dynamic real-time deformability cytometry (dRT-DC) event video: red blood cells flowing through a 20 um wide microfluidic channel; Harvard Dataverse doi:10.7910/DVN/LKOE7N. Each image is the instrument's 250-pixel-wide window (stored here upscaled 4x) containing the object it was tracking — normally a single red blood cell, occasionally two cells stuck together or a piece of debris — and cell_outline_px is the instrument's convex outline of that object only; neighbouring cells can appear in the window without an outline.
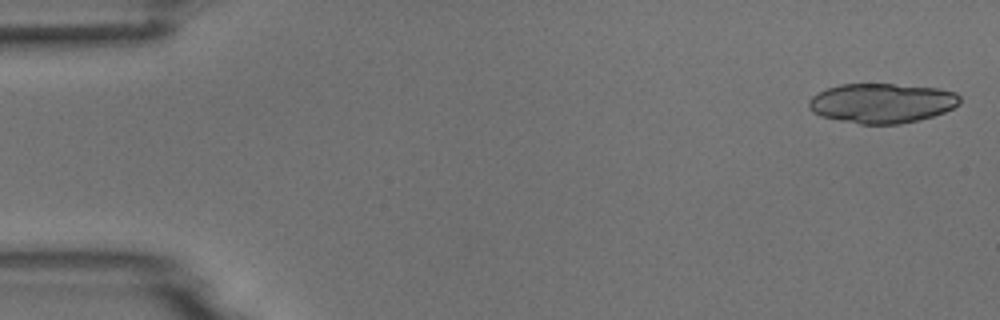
{"species": "common noctule bat (a hibernating species)", "species_latin": "Nyctalus noctula", "temperature_condition": "room temperature", "stored_images_in_passage": 6, "camera_frame_rate_fps": 3000, "um_per_image_px": 0.085, "animal": {"sex": "male", "body_mass_g": 18.8}, "frame": {"image": 1, "passage_image": 1, "time_ms": 0.0, "image_size_px": [1000, 320], "cell_outline_px": [[960, 104], [944, 112], [932, 116], [900, 124], [860, 124], [820, 116], [812, 112], [808, 108], [808, 100], [812, 96], [828, 88], [840, 84], [892, 84], [936, 88], [956, 92], [960, 96]], "centroid_in_image_um": [74.94, 8.76], "position_along_channel_um": 10.1, "area_um2": 34.85}}
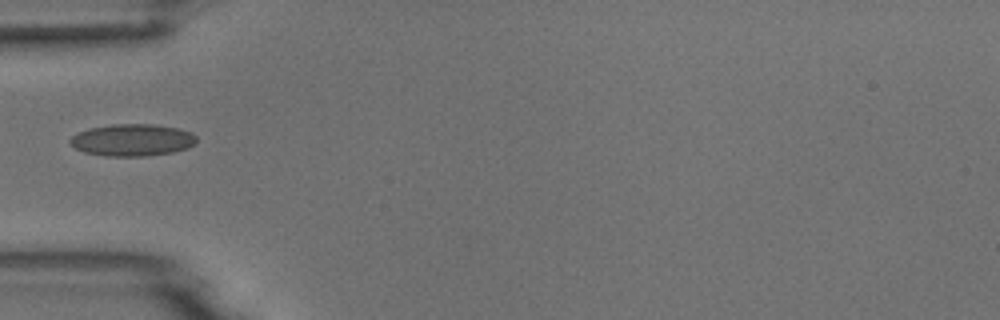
{"frame": {"image": 2, "passage_image": 5, "time_ms": 5.333, "image_size_px": [1000, 320], "cell_outline_px": [[196, 144], [188, 148], [172, 152], [144, 156], [104, 156], [84, 152], [68, 144], [68, 140], [72, 136], [88, 128], [112, 124], [152, 124], [180, 128], [192, 132], [196, 136]], "centroid_in_image_um": [11.25, 11.9], "position_along_channel_um": 73.7, "area_um2": 23.81}}